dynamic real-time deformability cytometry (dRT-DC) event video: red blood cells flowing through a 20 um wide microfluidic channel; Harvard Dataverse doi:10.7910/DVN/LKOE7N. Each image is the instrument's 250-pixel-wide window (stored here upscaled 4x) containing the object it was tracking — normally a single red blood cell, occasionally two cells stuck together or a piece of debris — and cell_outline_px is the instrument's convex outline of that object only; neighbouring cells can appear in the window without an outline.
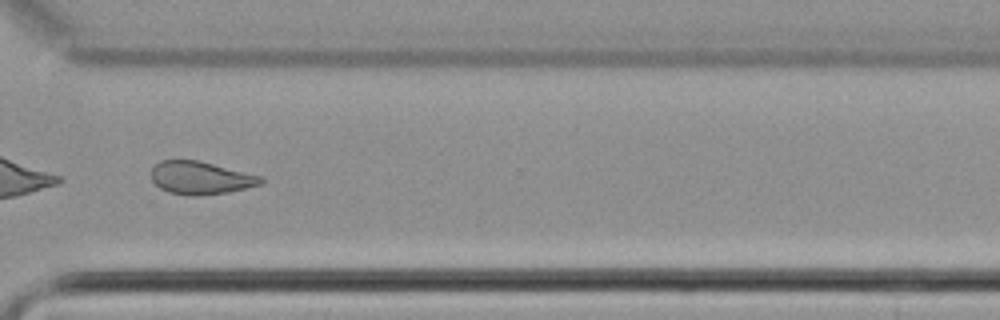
{"species": "common noctule bat (a hibernating species)", "species_latin": "Nyctalus noctula", "temperature_condition": "cold", "stored_images_in_passage": 39, "camera_frame_rate_fps": 3000, "um_per_image_px": 0.085, "animal": {"sex": "female", "body_mass_g": 22.7, "forearm_length_mm": 54.2}, "frame": {"image": 1, "passage_image": 28, "time_ms": 9.0, "image_size_px": [1000, 320], "cell_outline_px": [[264, 184], [228, 192], [200, 196], [196, 196], [168, 192], [160, 188], [152, 180], [152, 168], [160, 160], [200, 160], [264, 176]], "centroid_in_image_um": [17.12, 15.11], "position_along_channel_um": 353.5, "area_um2": 21.27}}